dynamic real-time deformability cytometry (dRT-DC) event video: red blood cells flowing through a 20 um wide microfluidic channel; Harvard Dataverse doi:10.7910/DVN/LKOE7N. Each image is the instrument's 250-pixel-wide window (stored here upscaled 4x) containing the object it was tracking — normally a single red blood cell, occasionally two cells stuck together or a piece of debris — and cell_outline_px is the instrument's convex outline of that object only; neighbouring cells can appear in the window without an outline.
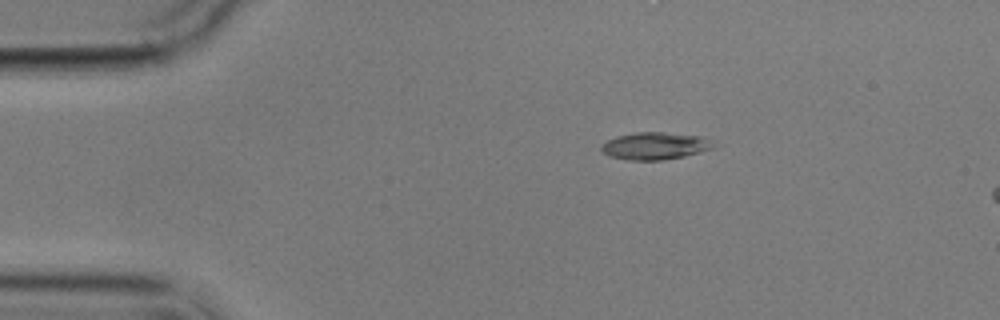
{"species": "common noctule bat (a hibernating species)", "species_latin": "Nyctalus noctula", "temperature_condition": "cold", "stored_images_in_passage": 6, "camera_frame_rate_fps": 3000, "um_per_image_px": 0.085, "animal": {"sex": "male", "body_mass_g": 17.9}, "frame": {"image": 1, "passage_image": 4, "time_ms": 3.333, "image_size_px": [1000, 320], "cell_outline_px": [[712, 148], [684, 156], [664, 160], [628, 160], [612, 156], [604, 152], [600, 148], [600, 144], [616, 136], [636, 132], [660, 132], [700, 136], [712, 144]], "centroid_in_image_um": [55.59, 12.4], "position_along_channel_um": 29.4, "area_um2": 17.4}}